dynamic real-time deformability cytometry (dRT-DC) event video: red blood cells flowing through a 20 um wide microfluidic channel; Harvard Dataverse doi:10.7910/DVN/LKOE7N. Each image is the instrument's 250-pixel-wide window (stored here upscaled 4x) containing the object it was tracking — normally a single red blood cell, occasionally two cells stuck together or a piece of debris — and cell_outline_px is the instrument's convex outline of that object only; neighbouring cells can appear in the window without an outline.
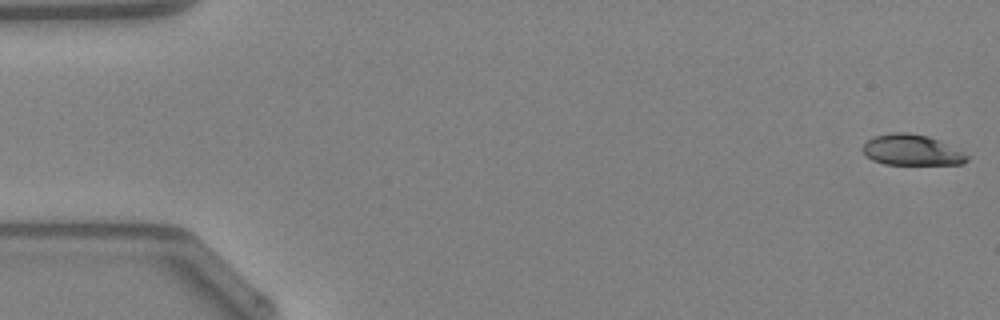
{"species": "Egyptian fruit bat (a non-hibernating species)", "species_latin": "Rousettus aegyptiacus", "temperature_condition": "warm", "stored_images_in_passage": 48, "camera_frame_rate_fps": 3000, "um_per_image_px": 0.085, "animal": {"sex": "female"}, "frame": {"image": 1, "passage_image": 1, "time_ms": 0.0, "image_size_px": [1000, 320], "cell_outline_px": [[972, 156], [964, 164], [884, 164], [872, 160], [864, 152], [864, 144], [872, 136], [892, 132], [908, 132], [928, 136]], "centroid_in_image_um": [77.51, 12.75], "position_along_channel_um": 7.5, "area_um2": 18.61}}
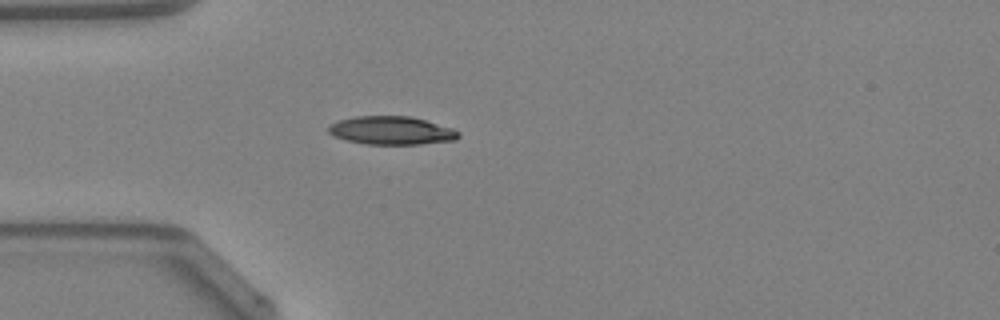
{"frame": {"image": 2, "passage_image": 14, "time_ms": 4.333, "image_size_px": [1000, 320], "cell_outline_px": [[460, 136], [456, 140], [420, 144], [368, 144], [348, 140], [336, 136], [328, 132], [328, 128], [332, 124], [340, 120], [356, 116], [408, 116], [424, 120], [452, 128], [460, 132]], "centroid_in_image_um": [33.32, 11.09], "position_along_channel_um": 51.7, "area_um2": 21.1}}
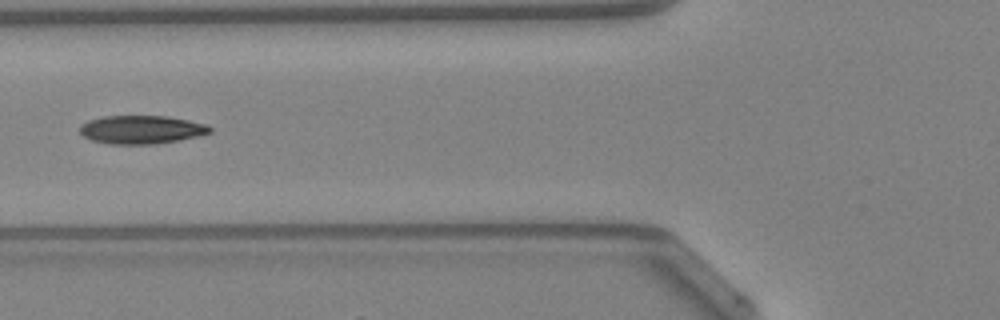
{"frame": {"image": 3, "passage_image": 19, "time_ms": 6.0, "image_size_px": [1000, 320], "cell_outline_px": [[212, 132], [200, 136], [180, 140], [156, 144], [112, 144], [92, 140], [84, 136], [80, 132], [80, 124], [88, 120], [104, 116], [168, 116], [208, 124], [212, 128]], "centroid_in_image_um": [12.06, 11.01], "position_along_channel_um": 113.7, "area_um2": 21.68}, "authors_computed_cell_mechanics": {"area_um2": 21.097, "velocity_mm_per_s": 4.2958, "shape_relaxation_time_tau1_ms": 4.5595, "shape_relaxation_time_tau2_ms": 4.3016, "deformation_change_tau1": 0.1477, "deformation_change_tau2": 0.1013}}